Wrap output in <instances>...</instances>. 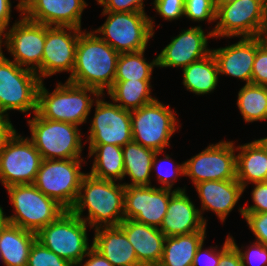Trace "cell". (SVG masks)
Returning a JSON list of instances; mask_svg holds the SVG:
<instances>
[{
  "label": "cell",
  "mask_w": 267,
  "mask_h": 266,
  "mask_svg": "<svg viewBox=\"0 0 267 266\" xmlns=\"http://www.w3.org/2000/svg\"><path fill=\"white\" fill-rule=\"evenodd\" d=\"M185 190V186L171 190L152 185H125L124 217L160 228L167 212L170 197L176 191Z\"/></svg>",
  "instance_id": "2e32d148"
},
{
  "label": "cell",
  "mask_w": 267,
  "mask_h": 266,
  "mask_svg": "<svg viewBox=\"0 0 267 266\" xmlns=\"http://www.w3.org/2000/svg\"><path fill=\"white\" fill-rule=\"evenodd\" d=\"M6 190L14 208V214L7 216V221L22 229L37 233L66 211L34 184L11 185Z\"/></svg>",
  "instance_id": "52a82bcc"
},
{
  "label": "cell",
  "mask_w": 267,
  "mask_h": 266,
  "mask_svg": "<svg viewBox=\"0 0 267 266\" xmlns=\"http://www.w3.org/2000/svg\"><path fill=\"white\" fill-rule=\"evenodd\" d=\"M194 186L201 202L199 211L206 225L208 220L202 216L204 211L214 212L219 220L224 223L244 193V188L237 179L209 180Z\"/></svg>",
  "instance_id": "44dd1931"
},
{
  "label": "cell",
  "mask_w": 267,
  "mask_h": 266,
  "mask_svg": "<svg viewBox=\"0 0 267 266\" xmlns=\"http://www.w3.org/2000/svg\"><path fill=\"white\" fill-rule=\"evenodd\" d=\"M263 32H267V0H266V4H265V25H264V31Z\"/></svg>",
  "instance_id": "f5cc1de1"
},
{
  "label": "cell",
  "mask_w": 267,
  "mask_h": 266,
  "mask_svg": "<svg viewBox=\"0 0 267 266\" xmlns=\"http://www.w3.org/2000/svg\"><path fill=\"white\" fill-rule=\"evenodd\" d=\"M219 266H243L240 254L231 243L229 234L220 248Z\"/></svg>",
  "instance_id": "ee69618b"
},
{
  "label": "cell",
  "mask_w": 267,
  "mask_h": 266,
  "mask_svg": "<svg viewBox=\"0 0 267 266\" xmlns=\"http://www.w3.org/2000/svg\"><path fill=\"white\" fill-rule=\"evenodd\" d=\"M83 159H42L34 186L54 199L65 210H70L80 190Z\"/></svg>",
  "instance_id": "9c48e42d"
},
{
  "label": "cell",
  "mask_w": 267,
  "mask_h": 266,
  "mask_svg": "<svg viewBox=\"0 0 267 266\" xmlns=\"http://www.w3.org/2000/svg\"><path fill=\"white\" fill-rule=\"evenodd\" d=\"M42 157L28 137L16 132L0 151V182L6 188L17 184H33Z\"/></svg>",
  "instance_id": "4fadbf2b"
},
{
  "label": "cell",
  "mask_w": 267,
  "mask_h": 266,
  "mask_svg": "<svg viewBox=\"0 0 267 266\" xmlns=\"http://www.w3.org/2000/svg\"><path fill=\"white\" fill-rule=\"evenodd\" d=\"M150 80L114 81L107 95L121 108L132 111L156 99L152 97Z\"/></svg>",
  "instance_id": "4dcf8cb0"
},
{
  "label": "cell",
  "mask_w": 267,
  "mask_h": 266,
  "mask_svg": "<svg viewBox=\"0 0 267 266\" xmlns=\"http://www.w3.org/2000/svg\"><path fill=\"white\" fill-rule=\"evenodd\" d=\"M9 116L0 114V151L4 148L8 139L16 132Z\"/></svg>",
  "instance_id": "bcb514c9"
},
{
  "label": "cell",
  "mask_w": 267,
  "mask_h": 266,
  "mask_svg": "<svg viewBox=\"0 0 267 266\" xmlns=\"http://www.w3.org/2000/svg\"><path fill=\"white\" fill-rule=\"evenodd\" d=\"M12 1L0 0V35L10 26Z\"/></svg>",
  "instance_id": "7dc6e473"
},
{
  "label": "cell",
  "mask_w": 267,
  "mask_h": 266,
  "mask_svg": "<svg viewBox=\"0 0 267 266\" xmlns=\"http://www.w3.org/2000/svg\"><path fill=\"white\" fill-rule=\"evenodd\" d=\"M81 32L75 55V65L67 81L91 87L104 94L113 86L120 53L103 41L94 31Z\"/></svg>",
  "instance_id": "7a4b0ae2"
},
{
  "label": "cell",
  "mask_w": 267,
  "mask_h": 266,
  "mask_svg": "<svg viewBox=\"0 0 267 266\" xmlns=\"http://www.w3.org/2000/svg\"><path fill=\"white\" fill-rule=\"evenodd\" d=\"M92 246L113 266H141L134 247L119 226L94 229Z\"/></svg>",
  "instance_id": "cb8c5ba5"
},
{
  "label": "cell",
  "mask_w": 267,
  "mask_h": 266,
  "mask_svg": "<svg viewBox=\"0 0 267 266\" xmlns=\"http://www.w3.org/2000/svg\"><path fill=\"white\" fill-rule=\"evenodd\" d=\"M260 38L262 42L267 46V32H262Z\"/></svg>",
  "instance_id": "f907efd6"
},
{
  "label": "cell",
  "mask_w": 267,
  "mask_h": 266,
  "mask_svg": "<svg viewBox=\"0 0 267 266\" xmlns=\"http://www.w3.org/2000/svg\"><path fill=\"white\" fill-rule=\"evenodd\" d=\"M266 0H236L216 10L214 38L257 37L264 31Z\"/></svg>",
  "instance_id": "7c38bea8"
},
{
  "label": "cell",
  "mask_w": 267,
  "mask_h": 266,
  "mask_svg": "<svg viewBox=\"0 0 267 266\" xmlns=\"http://www.w3.org/2000/svg\"><path fill=\"white\" fill-rule=\"evenodd\" d=\"M101 94L95 101V114L90 120L89 144H111L123 147L133 141L131 111L121 108L113 101L104 100Z\"/></svg>",
  "instance_id": "9a60e30c"
},
{
  "label": "cell",
  "mask_w": 267,
  "mask_h": 266,
  "mask_svg": "<svg viewBox=\"0 0 267 266\" xmlns=\"http://www.w3.org/2000/svg\"><path fill=\"white\" fill-rule=\"evenodd\" d=\"M162 151H157L154 155L153 162H152V173H155L160 188L171 189L175 185L174 183L177 181L179 176H184V163L177 164L170 155L165 154L164 158H159ZM168 164V165H167ZM168 167V168H167Z\"/></svg>",
  "instance_id": "836d02e7"
},
{
  "label": "cell",
  "mask_w": 267,
  "mask_h": 266,
  "mask_svg": "<svg viewBox=\"0 0 267 266\" xmlns=\"http://www.w3.org/2000/svg\"><path fill=\"white\" fill-rule=\"evenodd\" d=\"M27 122L31 131L28 138L42 159H84L79 126L42 118L37 112Z\"/></svg>",
  "instance_id": "5b68a950"
},
{
  "label": "cell",
  "mask_w": 267,
  "mask_h": 266,
  "mask_svg": "<svg viewBox=\"0 0 267 266\" xmlns=\"http://www.w3.org/2000/svg\"><path fill=\"white\" fill-rule=\"evenodd\" d=\"M203 245L204 243H202L197 249L192 266H219L220 249L217 247V245H215V247L210 246V249H204Z\"/></svg>",
  "instance_id": "7bdbcfd3"
},
{
  "label": "cell",
  "mask_w": 267,
  "mask_h": 266,
  "mask_svg": "<svg viewBox=\"0 0 267 266\" xmlns=\"http://www.w3.org/2000/svg\"><path fill=\"white\" fill-rule=\"evenodd\" d=\"M83 29L46 25V40L42 56V81L56 73L72 74L76 47Z\"/></svg>",
  "instance_id": "e0dca14e"
},
{
  "label": "cell",
  "mask_w": 267,
  "mask_h": 266,
  "mask_svg": "<svg viewBox=\"0 0 267 266\" xmlns=\"http://www.w3.org/2000/svg\"><path fill=\"white\" fill-rule=\"evenodd\" d=\"M184 16L191 21L216 22V8L214 0H185Z\"/></svg>",
  "instance_id": "e575fe53"
},
{
  "label": "cell",
  "mask_w": 267,
  "mask_h": 266,
  "mask_svg": "<svg viewBox=\"0 0 267 266\" xmlns=\"http://www.w3.org/2000/svg\"><path fill=\"white\" fill-rule=\"evenodd\" d=\"M183 85L196 95H206L216 90L219 70L212 53L182 69Z\"/></svg>",
  "instance_id": "83f0119b"
},
{
  "label": "cell",
  "mask_w": 267,
  "mask_h": 266,
  "mask_svg": "<svg viewBox=\"0 0 267 266\" xmlns=\"http://www.w3.org/2000/svg\"><path fill=\"white\" fill-rule=\"evenodd\" d=\"M237 106L244 122L267 120V86L245 84L238 92Z\"/></svg>",
  "instance_id": "1f68e13d"
},
{
  "label": "cell",
  "mask_w": 267,
  "mask_h": 266,
  "mask_svg": "<svg viewBox=\"0 0 267 266\" xmlns=\"http://www.w3.org/2000/svg\"><path fill=\"white\" fill-rule=\"evenodd\" d=\"M17 1H18V0H17ZM15 8L20 12L19 17H21V16H22V0H19V1H18V4L16 5Z\"/></svg>",
  "instance_id": "816d5d0a"
},
{
  "label": "cell",
  "mask_w": 267,
  "mask_h": 266,
  "mask_svg": "<svg viewBox=\"0 0 267 266\" xmlns=\"http://www.w3.org/2000/svg\"><path fill=\"white\" fill-rule=\"evenodd\" d=\"M231 243L240 254L243 266H267V246L260 242H253L251 245L239 248L233 236L229 234ZM244 248L246 250H244Z\"/></svg>",
  "instance_id": "8d00e7d4"
},
{
  "label": "cell",
  "mask_w": 267,
  "mask_h": 266,
  "mask_svg": "<svg viewBox=\"0 0 267 266\" xmlns=\"http://www.w3.org/2000/svg\"><path fill=\"white\" fill-rule=\"evenodd\" d=\"M236 0H214V4H215V8L216 10L223 5L229 4V3H233Z\"/></svg>",
  "instance_id": "681fc988"
},
{
  "label": "cell",
  "mask_w": 267,
  "mask_h": 266,
  "mask_svg": "<svg viewBox=\"0 0 267 266\" xmlns=\"http://www.w3.org/2000/svg\"><path fill=\"white\" fill-rule=\"evenodd\" d=\"M184 2L185 0H154L152 4L163 20L173 21L184 17Z\"/></svg>",
  "instance_id": "f35d334b"
},
{
  "label": "cell",
  "mask_w": 267,
  "mask_h": 266,
  "mask_svg": "<svg viewBox=\"0 0 267 266\" xmlns=\"http://www.w3.org/2000/svg\"><path fill=\"white\" fill-rule=\"evenodd\" d=\"M7 216L3 212V208L0 205V231L7 224Z\"/></svg>",
  "instance_id": "c3c4849f"
},
{
  "label": "cell",
  "mask_w": 267,
  "mask_h": 266,
  "mask_svg": "<svg viewBox=\"0 0 267 266\" xmlns=\"http://www.w3.org/2000/svg\"><path fill=\"white\" fill-rule=\"evenodd\" d=\"M263 141H264V143L267 145V137H263V138H261Z\"/></svg>",
  "instance_id": "db71d44e"
},
{
  "label": "cell",
  "mask_w": 267,
  "mask_h": 266,
  "mask_svg": "<svg viewBox=\"0 0 267 266\" xmlns=\"http://www.w3.org/2000/svg\"><path fill=\"white\" fill-rule=\"evenodd\" d=\"M87 6L86 0H26L22 15L47 26L82 29V13Z\"/></svg>",
  "instance_id": "d6986e66"
},
{
  "label": "cell",
  "mask_w": 267,
  "mask_h": 266,
  "mask_svg": "<svg viewBox=\"0 0 267 266\" xmlns=\"http://www.w3.org/2000/svg\"><path fill=\"white\" fill-rule=\"evenodd\" d=\"M88 158L94 157L90 175L102 180H124L122 147L111 144H89Z\"/></svg>",
  "instance_id": "4316f807"
},
{
  "label": "cell",
  "mask_w": 267,
  "mask_h": 266,
  "mask_svg": "<svg viewBox=\"0 0 267 266\" xmlns=\"http://www.w3.org/2000/svg\"><path fill=\"white\" fill-rule=\"evenodd\" d=\"M255 185L251 192V199L253 200V205L241 206L239 212L242 217L243 213H263L267 212V181L266 182H256L252 183Z\"/></svg>",
  "instance_id": "74e56055"
},
{
  "label": "cell",
  "mask_w": 267,
  "mask_h": 266,
  "mask_svg": "<svg viewBox=\"0 0 267 266\" xmlns=\"http://www.w3.org/2000/svg\"><path fill=\"white\" fill-rule=\"evenodd\" d=\"M0 35V48L6 47L17 65L33 70L42 81V56L46 25L28 20L23 15ZM4 45V46H2Z\"/></svg>",
  "instance_id": "8fae6325"
},
{
  "label": "cell",
  "mask_w": 267,
  "mask_h": 266,
  "mask_svg": "<svg viewBox=\"0 0 267 266\" xmlns=\"http://www.w3.org/2000/svg\"><path fill=\"white\" fill-rule=\"evenodd\" d=\"M158 100L131 111L132 137L134 142L146 148L164 152L179 129L180 121L169 105Z\"/></svg>",
  "instance_id": "30bf717a"
},
{
  "label": "cell",
  "mask_w": 267,
  "mask_h": 266,
  "mask_svg": "<svg viewBox=\"0 0 267 266\" xmlns=\"http://www.w3.org/2000/svg\"><path fill=\"white\" fill-rule=\"evenodd\" d=\"M116 183L98 179L86 173L82 178L78 197L70 211L87 223L91 229L118 226L125 219V185ZM84 209L88 211L86 217L83 215Z\"/></svg>",
  "instance_id": "6da1fadb"
},
{
  "label": "cell",
  "mask_w": 267,
  "mask_h": 266,
  "mask_svg": "<svg viewBox=\"0 0 267 266\" xmlns=\"http://www.w3.org/2000/svg\"><path fill=\"white\" fill-rule=\"evenodd\" d=\"M107 16L100 27L93 30L118 53L137 52L147 49L155 34L153 18L145 12H105ZM101 35V36H100Z\"/></svg>",
  "instance_id": "277c9868"
},
{
  "label": "cell",
  "mask_w": 267,
  "mask_h": 266,
  "mask_svg": "<svg viewBox=\"0 0 267 266\" xmlns=\"http://www.w3.org/2000/svg\"><path fill=\"white\" fill-rule=\"evenodd\" d=\"M262 43L260 36L240 37L237 43L211 49L218 65L219 76L235 77L250 84L256 50Z\"/></svg>",
  "instance_id": "ffe728a7"
},
{
  "label": "cell",
  "mask_w": 267,
  "mask_h": 266,
  "mask_svg": "<svg viewBox=\"0 0 267 266\" xmlns=\"http://www.w3.org/2000/svg\"><path fill=\"white\" fill-rule=\"evenodd\" d=\"M236 179L244 191L248 184L267 181V145L260 139L236 147Z\"/></svg>",
  "instance_id": "d4e9b609"
},
{
  "label": "cell",
  "mask_w": 267,
  "mask_h": 266,
  "mask_svg": "<svg viewBox=\"0 0 267 266\" xmlns=\"http://www.w3.org/2000/svg\"><path fill=\"white\" fill-rule=\"evenodd\" d=\"M100 95L94 88L69 81L64 84L58 82L53 92H49L41 81L38 88L37 113L42 118L80 126L87 122L91 108Z\"/></svg>",
  "instance_id": "3957f363"
},
{
  "label": "cell",
  "mask_w": 267,
  "mask_h": 266,
  "mask_svg": "<svg viewBox=\"0 0 267 266\" xmlns=\"http://www.w3.org/2000/svg\"><path fill=\"white\" fill-rule=\"evenodd\" d=\"M134 247L141 266H157L161 260L165 235L159 228L146 225L134 219H124L118 225Z\"/></svg>",
  "instance_id": "603a6c76"
},
{
  "label": "cell",
  "mask_w": 267,
  "mask_h": 266,
  "mask_svg": "<svg viewBox=\"0 0 267 266\" xmlns=\"http://www.w3.org/2000/svg\"><path fill=\"white\" fill-rule=\"evenodd\" d=\"M145 51L146 49L120 53L114 81L152 80L153 70L158 67L157 56L148 63L147 58L144 57Z\"/></svg>",
  "instance_id": "d6a6232c"
},
{
  "label": "cell",
  "mask_w": 267,
  "mask_h": 266,
  "mask_svg": "<svg viewBox=\"0 0 267 266\" xmlns=\"http://www.w3.org/2000/svg\"><path fill=\"white\" fill-rule=\"evenodd\" d=\"M27 266H73L67 260L61 258L57 254L43 246L39 241L35 240L32 244Z\"/></svg>",
  "instance_id": "d590c367"
},
{
  "label": "cell",
  "mask_w": 267,
  "mask_h": 266,
  "mask_svg": "<svg viewBox=\"0 0 267 266\" xmlns=\"http://www.w3.org/2000/svg\"><path fill=\"white\" fill-rule=\"evenodd\" d=\"M124 160V178L128 176L130 183L124 185L151 186L152 162L156 151L131 141L122 147Z\"/></svg>",
  "instance_id": "f546056e"
},
{
  "label": "cell",
  "mask_w": 267,
  "mask_h": 266,
  "mask_svg": "<svg viewBox=\"0 0 267 266\" xmlns=\"http://www.w3.org/2000/svg\"><path fill=\"white\" fill-rule=\"evenodd\" d=\"M251 83L267 86V46L264 43L256 50Z\"/></svg>",
  "instance_id": "ab89813d"
},
{
  "label": "cell",
  "mask_w": 267,
  "mask_h": 266,
  "mask_svg": "<svg viewBox=\"0 0 267 266\" xmlns=\"http://www.w3.org/2000/svg\"><path fill=\"white\" fill-rule=\"evenodd\" d=\"M105 12H145L144 0H96Z\"/></svg>",
  "instance_id": "b9f144b4"
},
{
  "label": "cell",
  "mask_w": 267,
  "mask_h": 266,
  "mask_svg": "<svg viewBox=\"0 0 267 266\" xmlns=\"http://www.w3.org/2000/svg\"><path fill=\"white\" fill-rule=\"evenodd\" d=\"M206 237V232L166 237L162 257L157 266H192L197 249Z\"/></svg>",
  "instance_id": "f1b7e54d"
},
{
  "label": "cell",
  "mask_w": 267,
  "mask_h": 266,
  "mask_svg": "<svg viewBox=\"0 0 267 266\" xmlns=\"http://www.w3.org/2000/svg\"><path fill=\"white\" fill-rule=\"evenodd\" d=\"M247 226L256 236V242L267 246V212L263 213H243Z\"/></svg>",
  "instance_id": "60d3db41"
},
{
  "label": "cell",
  "mask_w": 267,
  "mask_h": 266,
  "mask_svg": "<svg viewBox=\"0 0 267 266\" xmlns=\"http://www.w3.org/2000/svg\"><path fill=\"white\" fill-rule=\"evenodd\" d=\"M87 223L73 214L64 211L55 221L36 233V240L50 251L76 266L89 249Z\"/></svg>",
  "instance_id": "ba28073f"
},
{
  "label": "cell",
  "mask_w": 267,
  "mask_h": 266,
  "mask_svg": "<svg viewBox=\"0 0 267 266\" xmlns=\"http://www.w3.org/2000/svg\"><path fill=\"white\" fill-rule=\"evenodd\" d=\"M76 266H113V265L92 246L85 255V257Z\"/></svg>",
  "instance_id": "f6af8a7d"
},
{
  "label": "cell",
  "mask_w": 267,
  "mask_h": 266,
  "mask_svg": "<svg viewBox=\"0 0 267 266\" xmlns=\"http://www.w3.org/2000/svg\"><path fill=\"white\" fill-rule=\"evenodd\" d=\"M176 37H172L157 55V63L160 68L176 67L182 69L189 64L205 58L211 53L208 39L213 38L212 31L207 32L202 26H194L183 29Z\"/></svg>",
  "instance_id": "ac0fdd59"
},
{
  "label": "cell",
  "mask_w": 267,
  "mask_h": 266,
  "mask_svg": "<svg viewBox=\"0 0 267 266\" xmlns=\"http://www.w3.org/2000/svg\"><path fill=\"white\" fill-rule=\"evenodd\" d=\"M234 141L220 140L210 144L197 155L184 162V176L193 185L203 181L236 179V146Z\"/></svg>",
  "instance_id": "5bb4252c"
},
{
  "label": "cell",
  "mask_w": 267,
  "mask_h": 266,
  "mask_svg": "<svg viewBox=\"0 0 267 266\" xmlns=\"http://www.w3.org/2000/svg\"><path fill=\"white\" fill-rule=\"evenodd\" d=\"M36 233L7 222L0 231V260L5 266H27Z\"/></svg>",
  "instance_id": "484cf974"
},
{
  "label": "cell",
  "mask_w": 267,
  "mask_h": 266,
  "mask_svg": "<svg viewBox=\"0 0 267 266\" xmlns=\"http://www.w3.org/2000/svg\"><path fill=\"white\" fill-rule=\"evenodd\" d=\"M194 204L186 190L176 191L170 197L167 212L159 228L165 237L206 232L207 225Z\"/></svg>",
  "instance_id": "7402d4cb"
},
{
  "label": "cell",
  "mask_w": 267,
  "mask_h": 266,
  "mask_svg": "<svg viewBox=\"0 0 267 266\" xmlns=\"http://www.w3.org/2000/svg\"><path fill=\"white\" fill-rule=\"evenodd\" d=\"M40 83L35 71L17 65L0 48V114L9 116L11 110L29 116L31 111L36 113Z\"/></svg>",
  "instance_id": "8992f818"
}]
</instances>
